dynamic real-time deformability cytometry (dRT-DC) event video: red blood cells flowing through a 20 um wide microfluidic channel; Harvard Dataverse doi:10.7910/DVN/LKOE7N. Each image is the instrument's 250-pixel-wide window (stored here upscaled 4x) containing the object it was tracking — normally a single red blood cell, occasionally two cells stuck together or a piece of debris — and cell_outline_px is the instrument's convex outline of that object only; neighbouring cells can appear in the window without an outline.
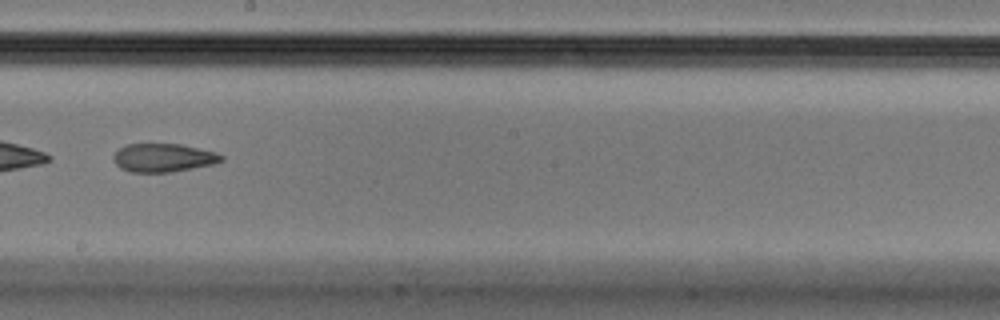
{"species": "Egyptian fruit bat (a non-hibernating species)", "species_latin": "Rousettus aegyptiacus", "temperature_condition": "cold", "stored_images_in_passage": 36, "segment_of_instrument_passage": [2, 2], "camera_frame_rate_fps": 3000, "um_per_image_px": 0.085, "animal": {"sex": "male"}, "frame": {"image": 1, "passage_image": 21, "time_ms": 6.667, "image_size_px": [1000, 320], "cell_outline_px": [[224, 160], [216, 164], [172, 172], [128, 172], [120, 168], [112, 160], [112, 156], [120, 148], [128, 144], [180, 144], [216, 152], [224, 156]], "centroid_in_image_um": [13.9, 13.42], "position_along_channel_um": 234.3, "area_um2": 18.03}}